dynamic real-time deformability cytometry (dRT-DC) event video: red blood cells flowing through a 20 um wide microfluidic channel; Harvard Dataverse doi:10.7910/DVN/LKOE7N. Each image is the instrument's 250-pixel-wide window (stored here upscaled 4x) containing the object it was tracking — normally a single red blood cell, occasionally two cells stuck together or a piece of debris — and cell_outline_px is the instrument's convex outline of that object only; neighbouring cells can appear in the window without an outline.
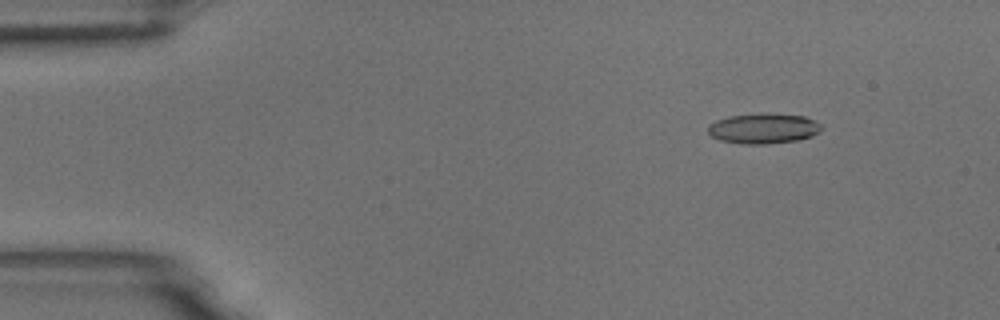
{"species": "common noctule bat (a hibernating species)", "species_latin": "Nyctalus noctula", "temperature_condition": "room temperature", "stored_images_in_passage": 5, "camera_frame_rate_fps": 3000, "um_per_image_px": 0.085, "animal": {"sex": "male", "body_mass_g": 18.8}, "frame": {"image": 1, "passage_image": 2, "time_ms": 0.333, "image_size_px": [1000, 320], "cell_outline_px": [[820, 132], [812, 136], [796, 140], [768, 144], [744, 144], [720, 140], [712, 136], [708, 132], [708, 124], [716, 120], [728, 116], [768, 112], [804, 116], [820, 124]], "centroid_in_image_um": [64.87, 10.91], "position_along_channel_um": 20.1, "area_um2": 20.11}}
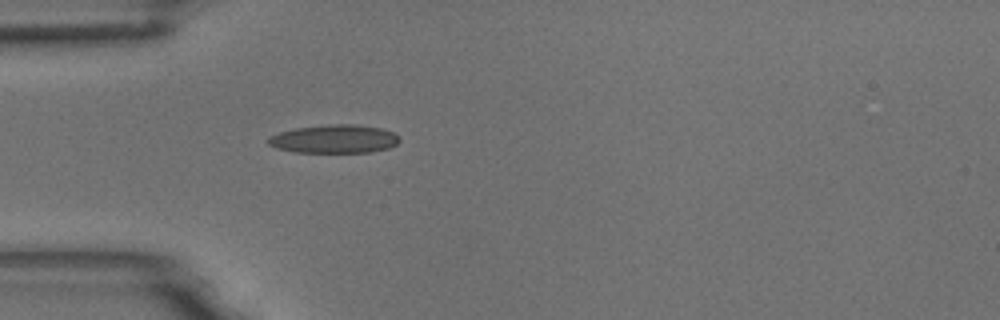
{"frame": {"image": 2, "passage_image": 5, "time_ms": 1.333, "image_size_px": [1000, 320], "cell_outline_px": [[400, 140], [396, 144], [388, 148], [372, 152], [292, 152], [276, 148], [268, 144], [268, 136], [280, 132], [296, 128], [328, 124], [356, 124], [380, 128], [392, 132], [400, 136]], "centroid_in_image_um": [28.41, 11.81], "position_along_channel_um": 56.6, "area_um2": 21.79}}